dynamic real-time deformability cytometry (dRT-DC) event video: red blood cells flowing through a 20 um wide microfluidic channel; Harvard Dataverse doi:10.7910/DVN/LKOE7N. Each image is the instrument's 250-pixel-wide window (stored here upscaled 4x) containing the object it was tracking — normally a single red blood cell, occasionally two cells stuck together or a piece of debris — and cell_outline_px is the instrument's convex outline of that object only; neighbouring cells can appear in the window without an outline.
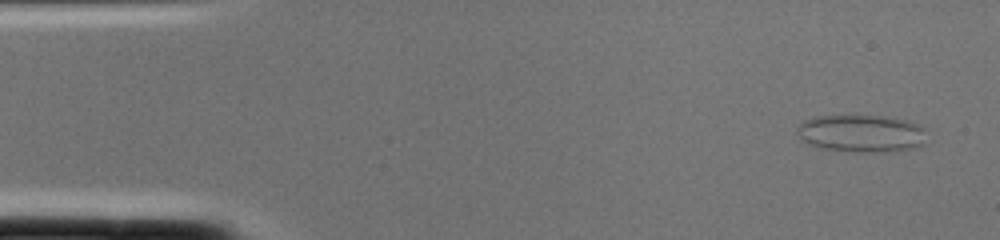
{"species": "common noctule bat (a hibernating species)", "species_latin": "Nyctalus noctula", "temperature_condition": "cold", "stored_images_in_passage": 2, "camera_frame_rate_fps": 3000, "um_per_image_px": 0.085, "animal": {"sex": "female", "body_mass_g": 22.0, "forearm_length_mm": 56.7}, "frame": {"image": 1, "passage_image": 1, "time_ms": 0.0, "image_size_px": [1000, 240], "cell_outline_px": [[924, 144], [912, 148], [876, 152], [860, 152], [820, 148], [808, 144], [800, 140], [796, 132], [796, 128], [804, 120], [812, 116], [880, 116], [904, 120], [916, 124], [924, 128]], "centroid_in_image_um": [73.13, 11.34], "position_along_channel_um": 11.9, "area_um2": 28.09}}
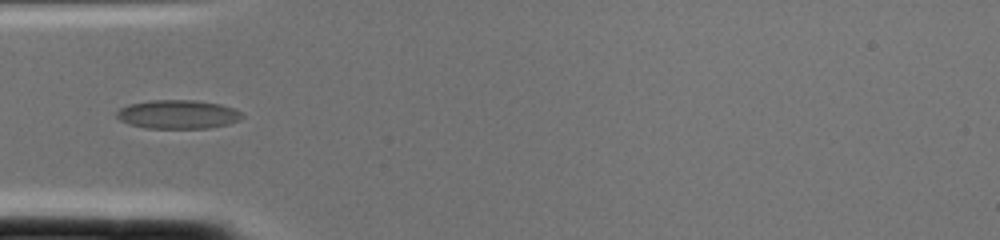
{"frame": {"image": 2, "passage_image": 2, "time_ms": 0.333, "image_size_px": [1000, 240], "cell_outline_px": [[244, 116], [240, 120], [228, 124], [208, 128], [144, 128], [128, 124], [120, 120], [116, 116], [116, 112], [120, 108], [128, 104], [152, 100], [196, 100], [220, 104], [232, 108], [240, 112]], "centroid_in_image_um": [15.1, 9.72], "position_along_channel_um": 69.9, "area_um2": 21.1}}